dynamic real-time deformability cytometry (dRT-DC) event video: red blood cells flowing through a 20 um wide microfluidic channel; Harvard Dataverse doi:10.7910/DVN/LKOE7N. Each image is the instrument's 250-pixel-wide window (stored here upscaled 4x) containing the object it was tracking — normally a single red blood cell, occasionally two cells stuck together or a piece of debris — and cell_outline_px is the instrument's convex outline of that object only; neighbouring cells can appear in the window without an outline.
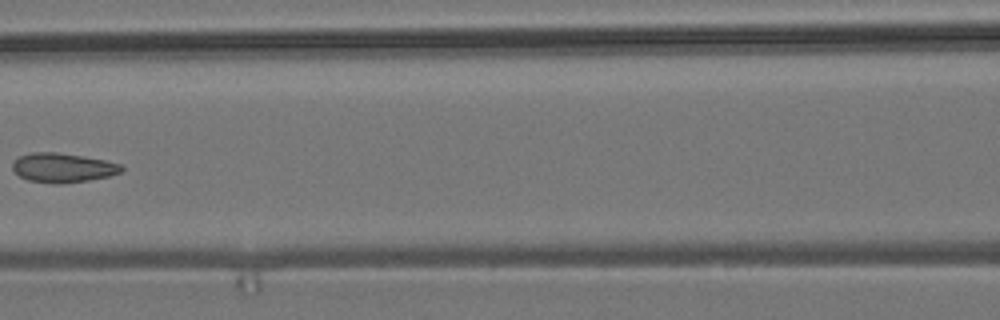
{"species": "common noctule bat (a hibernating species)", "species_latin": "Nyctalus noctula", "temperature_condition": "room temperature", "stored_images_in_passage": 7, "camera_frame_rate_fps": 3000, "um_per_image_px": 0.085, "animal": {"sex": "male", "body_mass_g": 19.2, "forearm_length_mm": 51.8}, "frame": {"image": 1, "passage_image": 6, "time_ms": 6.0, "image_size_px": [1000, 320], "cell_outline_px": [[124, 172], [108, 176], [88, 180], [64, 184], [56, 184], [28, 180], [20, 176], [12, 168], [12, 164], [20, 156], [32, 152], [56, 152], [84, 156], [104, 160], [120, 164], [124, 168]], "centroid_in_image_um": [5.37, 14.26], "position_along_channel_um": 161.2, "area_um2": 18.61}}
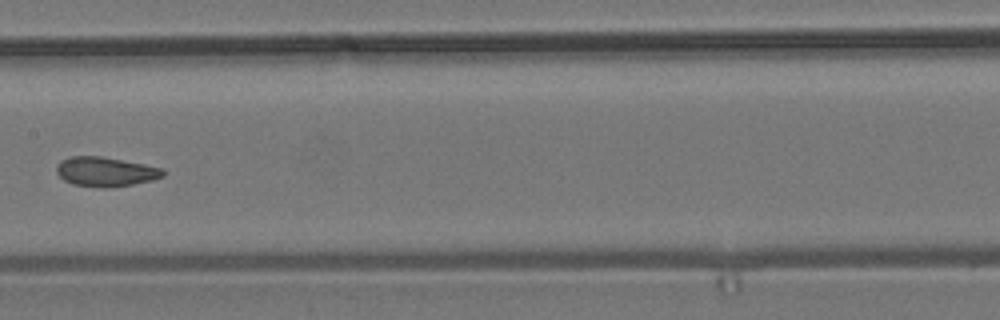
{"frame": {"image": 2, "passage_image": 7, "time_ms": 7.0, "image_size_px": [1000, 320], "cell_outline_px": [[164, 176], [152, 180], [132, 184], [108, 188], [104, 188], [72, 184], [64, 180], [56, 172], [56, 164], [60, 160], [68, 156], [100, 156], [144, 164], [164, 168]], "centroid_in_image_um": [8.94, 14.59], "position_along_channel_um": 198.5, "area_um2": 18.38}}